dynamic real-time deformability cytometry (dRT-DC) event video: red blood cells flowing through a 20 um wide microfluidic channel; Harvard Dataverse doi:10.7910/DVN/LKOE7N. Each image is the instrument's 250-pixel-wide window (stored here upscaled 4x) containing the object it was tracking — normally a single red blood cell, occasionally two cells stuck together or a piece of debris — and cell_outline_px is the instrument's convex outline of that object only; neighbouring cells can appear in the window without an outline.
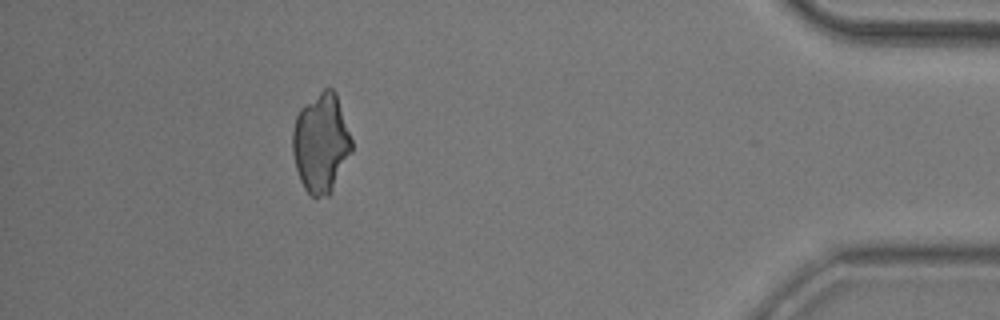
{"species": "common noctule bat (a hibernating species)", "species_latin": "Nyctalus noctula", "temperature_condition": "room temperature", "stored_images_in_passage": 38, "camera_frame_rate_fps": 3000, "um_per_image_px": 0.085, "animal": {"sex": "male", "body_mass_g": 20.5, "forearm_length_mm": 52.5}, "frame": {"image": 1, "passage_image": 33, "time_ms": 10.667, "image_size_px": [1000, 320], "cell_outline_px": [[352, 152], [328, 196], [312, 196], [304, 188], [300, 180], [296, 168], [292, 152], [292, 132], [296, 116], [300, 108], [304, 104], [324, 88], [332, 88], [336, 92], [352, 140]], "centroid_in_image_um": [27.27, 12.13], "position_along_channel_um": 407.9, "area_um2": 34.04}}